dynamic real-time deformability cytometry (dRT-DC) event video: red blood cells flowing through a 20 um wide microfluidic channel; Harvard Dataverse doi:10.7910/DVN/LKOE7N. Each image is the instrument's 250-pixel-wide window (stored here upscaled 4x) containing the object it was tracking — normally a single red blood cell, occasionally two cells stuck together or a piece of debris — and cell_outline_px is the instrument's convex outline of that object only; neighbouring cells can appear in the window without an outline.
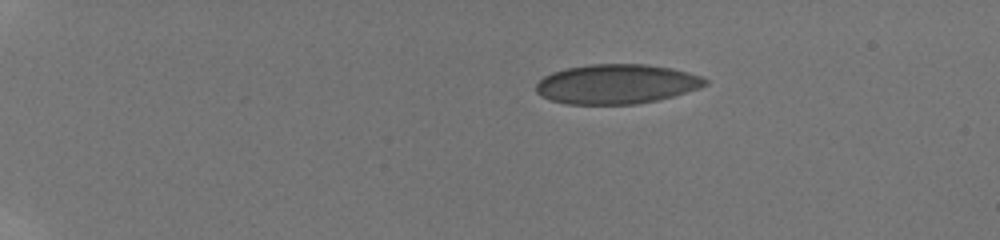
{"species": "human", "species_latin": "Homo sapiens", "temperature_condition": "room temperature", "stored_images_in_passage": 10, "camera_frame_rate_fps": 3000, "um_per_image_px": 0.085, "donor": {"sex": "male"}, "frame": {"image": 1, "passage_image": 1, "time_ms": 0.0, "image_size_px": [1000, 240], "cell_outline_px": [[708, 84], [700, 88], [672, 96], [656, 100], [636, 104], [564, 104], [552, 100], [536, 92], [536, 84], [544, 76], [552, 72], [564, 68], [588, 64], [648, 64], [672, 68], [688, 72], [700, 76], [708, 80]], "centroid_in_image_um": [52.41, 7.13], "position_along_channel_um": 32.6, "area_um2": 39.07}}
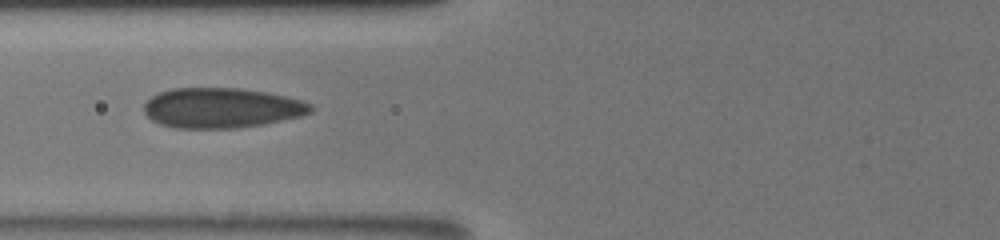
{"frame": {"image": 2, "passage_image": 7, "time_ms": 4.667, "image_size_px": [1000, 240], "cell_outline_px": [[312, 112], [300, 116], [264, 124], [236, 128], [176, 128], [160, 124], [152, 120], [144, 112], [144, 104], [152, 96], [160, 92], [172, 88], [240, 88], [268, 92], [304, 100], [312, 104]], "centroid_in_image_um": [18.86, 9.17], "position_along_channel_um": 106.9, "area_um2": 39.07}}
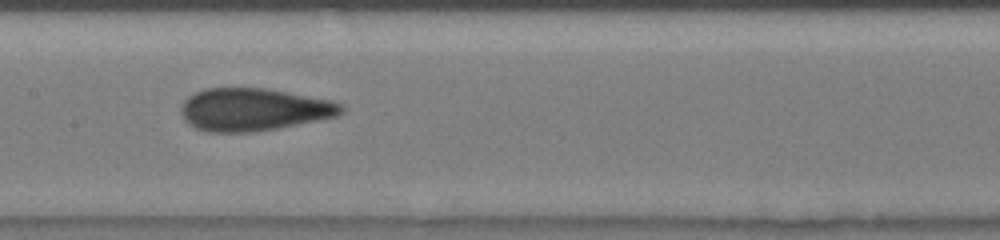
{"frame": {"image": 3, "passage_image": 9, "time_ms": 6.667, "image_size_px": [1000, 240], "cell_outline_px": [[344, 112], [336, 116], [276, 128], [248, 132], [208, 132], [196, 128], [188, 124], [184, 120], [180, 112], [180, 108], [184, 100], [188, 96], [204, 88], [268, 88], [332, 100], [344, 104]], "centroid_in_image_um": [21.54, 9.29], "position_along_channel_um": 185.9, "area_um2": 39.88}}